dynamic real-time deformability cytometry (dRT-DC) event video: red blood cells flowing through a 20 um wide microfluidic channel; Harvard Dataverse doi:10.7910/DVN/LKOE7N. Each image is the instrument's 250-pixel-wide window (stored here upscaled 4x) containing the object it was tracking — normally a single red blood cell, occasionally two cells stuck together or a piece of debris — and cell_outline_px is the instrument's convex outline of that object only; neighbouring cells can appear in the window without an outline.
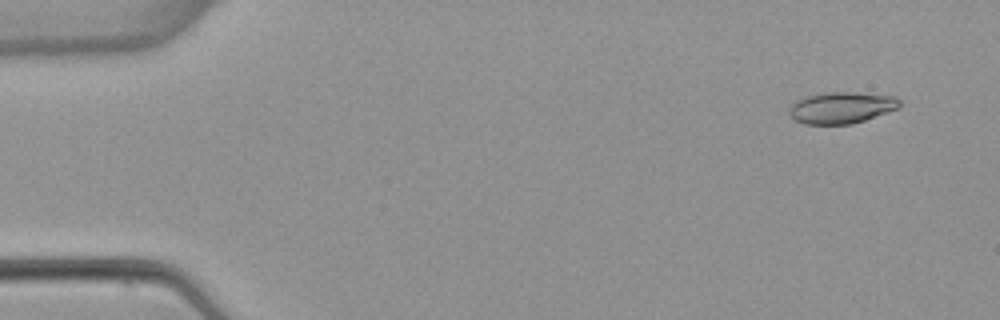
{"species": "common noctule bat (a hibernating species)", "species_latin": "Nyctalus noctula", "temperature_condition": "warm", "stored_images_in_passage": 5, "camera_frame_rate_fps": 3000, "um_per_image_px": 0.085, "animal": {"sex": "female", "body_mass_g": 22.7, "forearm_length_mm": 54.2}, "frame": {"image": 1, "passage_image": 1, "time_ms": 0.0, "image_size_px": [1000, 320], "cell_outline_px": [[900, 108], [852, 124], [804, 124], [796, 120], [788, 112], [788, 108], [796, 100], [804, 96], [820, 92], [856, 92], [896, 96], [900, 100]], "centroid_in_image_um": [71.52, 9.13], "position_along_channel_um": 13.5, "area_um2": 20.52}}
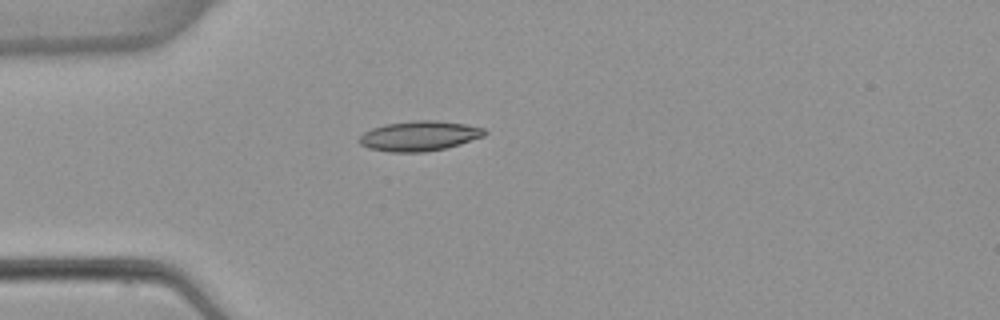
{"frame": {"image": 2, "passage_image": 4, "time_ms": 3.667, "image_size_px": [1000, 320], "cell_outline_px": [[488, 132], [484, 136], [460, 144], [444, 148], [424, 152], [388, 152], [368, 148], [360, 144], [356, 140], [364, 132], [372, 128], [384, 124], [412, 120], [436, 120], [464, 124], [484, 128]], "centroid_in_image_um": [35.61, 11.55], "position_along_channel_um": 49.4, "area_um2": 22.02}}